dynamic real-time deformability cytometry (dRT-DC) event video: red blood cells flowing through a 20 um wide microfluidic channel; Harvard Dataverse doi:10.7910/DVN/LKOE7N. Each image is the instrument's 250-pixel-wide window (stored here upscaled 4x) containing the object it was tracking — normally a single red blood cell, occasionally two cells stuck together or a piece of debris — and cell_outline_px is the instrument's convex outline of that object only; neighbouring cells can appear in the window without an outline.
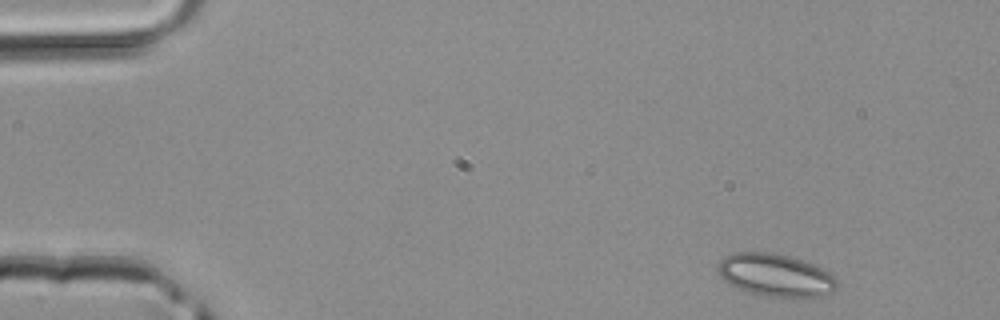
{"species": "common noctule bat (a hibernating species)", "species_latin": "Nyctalus noctula", "temperature_condition": "room temperature", "stored_images_in_passage": 4, "camera_frame_rate_fps": 3000, "um_per_image_px": 0.085, "animal": {"sex": "male", "body_mass_g": 20.4}, "frame": {"image": 1, "passage_image": 1, "time_ms": 0.0, "image_size_px": [1000, 320], "cell_outline_px": [[840, 284], [832, 292], [820, 296], [804, 300], [780, 300], [748, 292], [736, 288], [724, 280], [720, 276], [716, 264], [724, 256], [736, 252], [772, 252], [788, 256], [812, 264], [828, 272]], "centroid_in_image_um": [65.92, 23.45], "position_along_channel_um": 19.1, "area_um2": 30.52}}